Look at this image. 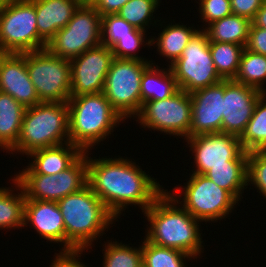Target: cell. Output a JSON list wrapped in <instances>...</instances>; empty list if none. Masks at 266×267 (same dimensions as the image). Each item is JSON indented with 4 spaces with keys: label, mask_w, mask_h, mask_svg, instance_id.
<instances>
[{
    "label": "cell",
    "mask_w": 266,
    "mask_h": 267,
    "mask_svg": "<svg viewBox=\"0 0 266 267\" xmlns=\"http://www.w3.org/2000/svg\"><path fill=\"white\" fill-rule=\"evenodd\" d=\"M265 0H231L232 14L252 21Z\"/></svg>",
    "instance_id": "38"
},
{
    "label": "cell",
    "mask_w": 266,
    "mask_h": 267,
    "mask_svg": "<svg viewBox=\"0 0 266 267\" xmlns=\"http://www.w3.org/2000/svg\"><path fill=\"white\" fill-rule=\"evenodd\" d=\"M198 31V29L189 26L187 28L186 25H180V23L173 25L171 23V25L164 26L156 40L153 37L151 40L148 39L146 44L150 47L156 43L159 55L168 58L171 61L170 64H172L181 57L184 48Z\"/></svg>",
    "instance_id": "24"
},
{
    "label": "cell",
    "mask_w": 266,
    "mask_h": 267,
    "mask_svg": "<svg viewBox=\"0 0 266 267\" xmlns=\"http://www.w3.org/2000/svg\"><path fill=\"white\" fill-rule=\"evenodd\" d=\"M46 46L38 34L35 0L0 3V53L21 54Z\"/></svg>",
    "instance_id": "6"
},
{
    "label": "cell",
    "mask_w": 266,
    "mask_h": 267,
    "mask_svg": "<svg viewBox=\"0 0 266 267\" xmlns=\"http://www.w3.org/2000/svg\"><path fill=\"white\" fill-rule=\"evenodd\" d=\"M102 17L85 0L68 24L47 43L46 48L63 59L71 60L102 43Z\"/></svg>",
    "instance_id": "8"
},
{
    "label": "cell",
    "mask_w": 266,
    "mask_h": 267,
    "mask_svg": "<svg viewBox=\"0 0 266 267\" xmlns=\"http://www.w3.org/2000/svg\"><path fill=\"white\" fill-rule=\"evenodd\" d=\"M225 80L190 93L192 117L190 137L222 132Z\"/></svg>",
    "instance_id": "17"
},
{
    "label": "cell",
    "mask_w": 266,
    "mask_h": 267,
    "mask_svg": "<svg viewBox=\"0 0 266 267\" xmlns=\"http://www.w3.org/2000/svg\"><path fill=\"white\" fill-rule=\"evenodd\" d=\"M251 23L255 27H260L266 30V0L262 4V6L259 8V10L256 12V15L254 19L251 21Z\"/></svg>",
    "instance_id": "42"
},
{
    "label": "cell",
    "mask_w": 266,
    "mask_h": 267,
    "mask_svg": "<svg viewBox=\"0 0 266 267\" xmlns=\"http://www.w3.org/2000/svg\"><path fill=\"white\" fill-rule=\"evenodd\" d=\"M100 14L106 16L117 14L121 7L130 0H87Z\"/></svg>",
    "instance_id": "40"
},
{
    "label": "cell",
    "mask_w": 266,
    "mask_h": 267,
    "mask_svg": "<svg viewBox=\"0 0 266 267\" xmlns=\"http://www.w3.org/2000/svg\"><path fill=\"white\" fill-rule=\"evenodd\" d=\"M105 243L103 267H143L142 249L133 248L121 242Z\"/></svg>",
    "instance_id": "32"
},
{
    "label": "cell",
    "mask_w": 266,
    "mask_h": 267,
    "mask_svg": "<svg viewBox=\"0 0 266 267\" xmlns=\"http://www.w3.org/2000/svg\"><path fill=\"white\" fill-rule=\"evenodd\" d=\"M251 21L231 14L205 27L209 41L233 43L246 47Z\"/></svg>",
    "instance_id": "25"
},
{
    "label": "cell",
    "mask_w": 266,
    "mask_h": 267,
    "mask_svg": "<svg viewBox=\"0 0 266 267\" xmlns=\"http://www.w3.org/2000/svg\"><path fill=\"white\" fill-rule=\"evenodd\" d=\"M134 117H138L136 121H140L142 128L147 127L187 139L190 137L192 117L190 93L179 89L166 99L147 101Z\"/></svg>",
    "instance_id": "12"
},
{
    "label": "cell",
    "mask_w": 266,
    "mask_h": 267,
    "mask_svg": "<svg viewBox=\"0 0 266 267\" xmlns=\"http://www.w3.org/2000/svg\"><path fill=\"white\" fill-rule=\"evenodd\" d=\"M263 94L256 88L225 80L222 132L240 137Z\"/></svg>",
    "instance_id": "16"
},
{
    "label": "cell",
    "mask_w": 266,
    "mask_h": 267,
    "mask_svg": "<svg viewBox=\"0 0 266 267\" xmlns=\"http://www.w3.org/2000/svg\"><path fill=\"white\" fill-rule=\"evenodd\" d=\"M68 118L67 102H40L27 107L19 139L9 152L29 155L38 149L68 143Z\"/></svg>",
    "instance_id": "5"
},
{
    "label": "cell",
    "mask_w": 266,
    "mask_h": 267,
    "mask_svg": "<svg viewBox=\"0 0 266 267\" xmlns=\"http://www.w3.org/2000/svg\"><path fill=\"white\" fill-rule=\"evenodd\" d=\"M85 0H35L39 37L47 44Z\"/></svg>",
    "instance_id": "20"
},
{
    "label": "cell",
    "mask_w": 266,
    "mask_h": 267,
    "mask_svg": "<svg viewBox=\"0 0 266 267\" xmlns=\"http://www.w3.org/2000/svg\"><path fill=\"white\" fill-rule=\"evenodd\" d=\"M12 181L20 193H13L14 190L10 188H0V228L2 230L19 229L24 226L25 193L15 179Z\"/></svg>",
    "instance_id": "26"
},
{
    "label": "cell",
    "mask_w": 266,
    "mask_h": 267,
    "mask_svg": "<svg viewBox=\"0 0 266 267\" xmlns=\"http://www.w3.org/2000/svg\"><path fill=\"white\" fill-rule=\"evenodd\" d=\"M246 49L266 56V30L255 27L252 23L249 28Z\"/></svg>",
    "instance_id": "39"
},
{
    "label": "cell",
    "mask_w": 266,
    "mask_h": 267,
    "mask_svg": "<svg viewBox=\"0 0 266 267\" xmlns=\"http://www.w3.org/2000/svg\"><path fill=\"white\" fill-rule=\"evenodd\" d=\"M168 66L174 74L179 89L187 93L223 80L215 69L209 48V39L202 29H199L192 37L181 57Z\"/></svg>",
    "instance_id": "10"
},
{
    "label": "cell",
    "mask_w": 266,
    "mask_h": 267,
    "mask_svg": "<svg viewBox=\"0 0 266 267\" xmlns=\"http://www.w3.org/2000/svg\"><path fill=\"white\" fill-rule=\"evenodd\" d=\"M25 107L9 94L0 91V147L10 151L17 143Z\"/></svg>",
    "instance_id": "22"
},
{
    "label": "cell",
    "mask_w": 266,
    "mask_h": 267,
    "mask_svg": "<svg viewBox=\"0 0 266 267\" xmlns=\"http://www.w3.org/2000/svg\"><path fill=\"white\" fill-rule=\"evenodd\" d=\"M26 67L41 102H67L71 97L70 60L47 48L26 52Z\"/></svg>",
    "instance_id": "9"
},
{
    "label": "cell",
    "mask_w": 266,
    "mask_h": 267,
    "mask_svg": "<svg viewBox=\"0 0 266 267\" xmlns=\"http://www.w3.org/2000/svg\"><path fill=\"white\" fill-rule=\"evenodd\" d=\"M0 91L12 96L25 108L41 101L26 67V52L0 53Z\"/></svg>",
    "instance_id": "18"
},
{
    "label": "cell",
    "mask_w": 266,
    "mask_h": 267,
    "mask_svg": "<svg viewBox=\"0 0 266 267\" xmlns=\"http://www.w3.org/2000/svg\"><path fill=\"white\" fill-rule=\"evenodd\" d=\"M80 253L75 254H56V258L50 265V267H87L85 264L80 262L77 257Z\"/></svg>",
    "instance_id": "41"
},
{
    "label": "cell",
    "mask_w": 266,
    "mask_h": 267,
    "mask_svg": "<svg viewBox=\"0 0 266 267\" xmlns=\"http://www.w3.org/2000/svg\"><path fill=\"white\" fill-rule=\"evenodd\" d=\"M266 93L257 101L253 115L239 137L246 152L266 151Z\"/></svg>",
    "instance_id": "27"
},
{
    "label": "cell",
    "mask_w": 266,
    "mask_h": 267,
    "mask_svg": "<svg viewBox=\"0 0 266 267\" xmlns=\"http://www.w3.org/2000/svg\"><path fill=\"white\" fill-rule=\"evenodd\" d=\"M86 154L87 184L116 218L130 204L144 212L165 191L132 160L122 157L93 160L87 151Z\"/></svg>",
    "instance_id": "1"
},
{
    "label": "cell",
    "mask_w": 266,
    "mask_h": 267,
    "mask_svg": "<svg viewBox=\"0 0 266 267\" xmlns=\"http://www.w3.org/2000/svg\"><path fill=\"white\" fill-rule=\"evenodd\" d=\"M199 13L203 22L211 24L232 14L231 0H199Z\"/></svg>",
    "instance_id": "37"
},
{
    "label": "cell",
    "mask_w": 266,
    "mask_h": 267,
    "mask_svg": "<svg viewBox=\"0 0 266 267\" xmlns=\"http://www.w3.org/2000/svg\"><path fill=\"white\" fill-rule=\"evenodd\" d=\"M67 104L69 142L83 152L106 139L124 121L103 92L71 96Z\"/></svg>",
    "instance_id": "4"
},
{
    "label": "cell",
    "mask_w": 266,
    "mask_h": 267,
    "mask_svg": "<svg viewBox=\"0 0 266 267\" xmlns=\"http://www.w3.org/2000/svg\"><path fill=\"white\" fill-rule=\"evenodd\" d=\"M217 186L227 190L237 201L241 199L247 183V165H219L213 166L205 174Z\"/></svg>",
    "instance_id": "30"
},
{
    "label": "cell",
    "mask_w": 266,
    "mask_h": 267,
    "mask_svg": "<svg viewBox=\"0 0 266 267\" xmlns=\"http://www.w3.org/2000/svg\"><path fill=\"white\" fill-rule=\"evenodd\" d=\"M134 27L118 14L102 16V44L112 47L118 39L130 36Z\"/></svg>",
    "instance_id": "34"
},
{
    "label": "cell",
    "mask_w": 266,
    "mask_h": 267,
    "mask_svg": "<svg viewBox=\"0 0 266 267\" xmlns=\"http://www.w3.org/2000/svg\"><path fill=\"white\" fill-rule=\"evenodd\" d=\"M215 69L223 80H233L238 72L243 45L209 41Z\"/></svg>",
    "instance_id": "29"
},
{
    "label": "cell",
    "mask_w": 266,
    "mask_h": 267,
    "mask_svg": "<svg viewBox=\"0 0 266 267\" xmlns=\"http://www.w3.org/2000/svg\"><path fill=\"white\" fill-rule=\"evenodd\" d=\"M156 67L152 63L143 72L140 83L141 107L147 101L166 99L179 90L170 66L166 70L158 69V65Z\"/></svg>",
    "instance_id": "23"
},
{
    "label": "cell",
    "mask_w": 266,
    "mask_h": 267,
    "mask_svg": "<svg viewBox=\"0 0 266 267\" xmlns=\"http://www.w3.org/2000/svg\"><path fill=\"white\" fill-rule=\"evenodd\" d=\"M145 32L146 31L134 28L130 32V36L118 39L111 47L113 56L116 58L145 60L143 57L135 54L136 50L145 42Z\"/></svg>",
    "instance_id": "36"
},
{
    "label": "cell",
    "mask_w": 266,
    "mask_h": 267,
    "mask_svg": "<svg viewBox=\"0 0 266 267\" xmlns=\"http://www.w3.org/2000/svg\"><path fill=\"white\" fill-rule=\"evenodd\" d=\"M26 199L58 202L87 185V155L84 152L69 168L58 174H16Z\"/></svg>",
    "instance_id": "13"
},
{
    "label": "cell",
    "mask_w": 266,
    "mask_h": 267,
    "mask_svg": "<svg viewBox=\"0 0 266 267\" xmlns=\"http://www.w3.org/2000/svg\"><path fill=\"white\" fill-rule=\"evenodd\" d=\"M32 224L36 232L53 243H63L60 254H66V231L61 210L57 202L26 199L24 226Z\"/></svg>",
    "instance_id": "19"
},
{
    "label": "cell",
    "mask_w": 266,
    "mask_h": 267,
    "mask_svg": "<svg viewBox=\"0 0 266 267\" xmlns=\"http://www.w3.org/2000/svg\"><path fill=\"white\" fill-rule=\"evenodd\" d=\"M166 191L144 211V216L150 222L145 239L154 245L177 249L197 259L204 249L199 220L182 206L177 207L176 200Z\"/></svg>",
    "instance_id": "2"
},
{
    "label": "cell",
    "mask_w": 266,
    "mask_h": 267,
    "mask_svg": "<svg viewBox=\"0 0 266 267\" xmlns=\"http://www.w3.org/2000/svg\"><path fill=\"white\" fill-rule=\"evenodd\" d=\"M58 206L66 231V254L88 250L92 242L117 219L87 184L60 199Z\"/></svg>",
    "instance_id": "3"
},
{
    "label": "cell",
    "mask_w": 266,
    "mask_h": 267,
    "mask_svg": "<svg viewBox=\"0 0 266 267\" xmlns=\"http://www.w3.org/2000/svg\"><path fill=\"white\" fill-rule=\"evenodd\" d=\"M189 179L184 191H181L184 192L182 201L174 193H168L200 222L224 219L238 203L227 190L217 186L206 175L192 173Z\"/></svg>",
    "instance_id": "11"
},
{
    "label": "cell",
    "mask_w": 266,
    "mask_h": 267,
    "mask_svg": "<svg viewBox=\"0 0 266 267\" xmlns=\"http://www.w3.org/2000/svg\"><path fill=\"white\" fill-rule=\"evenodd\" d=\"M143 240L141 244L143 267H186L185 259L193 258L180 250L154 245L145 238Z\"/></svg>",
    "instance_id": "31"
},
{
    "label": "cell",
    "mask_w": 266,
    "mask_h": 267,
    "mask_svg": "<svg viewBox=\"0 0 266 267\" xmlns=\"http://www.w3.org/2000/svg\"><path fill=\"white\" fill-rule=\"evenodd\" d=\"M151 62L116 57L112 60L103 94L124 120L136 116L141 109V78Z\"/></svg>",
    "instance_id": "7"
},
{
    "label": "cell",
    "mask_w": 266,
    "mask_h": 267,
    "mask_svg": "<svg viewBox=\"0 0 266 267\" xmlns=\"http://www.w3.org/2000/svg\"><path fill=\"white\" fill-rule=\"evenodd\" d=\"M113 59L111 47L102 43L71 59V96L103 92Z\"/></svg>",
    "instance_id": "15"
},
{
    "label": "cell",
    "mask_w": 266,
    "mask_h": 267,
    "mask_svg": "<svg viewBox=\"0 0 266 267\" xmlns=\"http://www.w3.org/2000/svg\"><path fill=\"white\" fill-rule=\"evenodd\" d=\"M194 155L195 174L205 175L213 166L247 165L246 152L238 136L215 132L200 134L186 139Z\"/></svg>",
    "instance_id": "14"
},
{
    "label": "cell",
    "mask_w": 266,
    "mask_h": 267,
    "mask_svg": "<svg viewBox=\"0 0 266 267\" xmlns=\"http://www.w3.org/2000/svg\"><path fill=\"white\" fill-rule=\"evenodd\" d=\"M233 81L266 93V89L263 87L266 81V56L244 48L238 72Z\"/></svg>",
    "instance_id": "28"
},
{
    "label": "cell",
    "mask_w": 266,
    "mask_h": 267,
    "mask_svg": "<svg viewBox=\"0 0 266 267\" xmlns=\"http://www.w3.org/2000/svg\"><path fill=\"white\" fill-rule=\"evenodd\" d=\"M160 0H130L117 13L134 28L146 31L152 22L153 13L157 10ZM150 22V23H149Z\"/></svg>",
    "instance_id": "33"
},
{
    "label": "cell",
    "mask_w": 266,
    "mask_h": 267,
    "mask_svg": "<svg viewBox=\"0 0 266 267\" xmlns=\"http://www.w3.org/2000/svg\"><path fill=\"white\" fill-rule=\"evenodd\" d=\"M65 145V146H64ZM84 152L70 142L35 150L28 155L34 160L19 174H58L69 168Z\"/></svg>",
    "instance_id": "21"
},
{
    "label": "cell",
    "mask_w": 266,
    "mask_h": 267,
    "mask_svg": "<svg viewBox=\"0 0 266 267\" xmlns=\"http://www.w3.org/2000/svg\"><path fill=\"white\" fill-rule=\"evenodd\" d=\"M247 183L253 184L266 198V151L248 152Z\"/></svg>",
    "instance_id": "35"
}]
</instances>
